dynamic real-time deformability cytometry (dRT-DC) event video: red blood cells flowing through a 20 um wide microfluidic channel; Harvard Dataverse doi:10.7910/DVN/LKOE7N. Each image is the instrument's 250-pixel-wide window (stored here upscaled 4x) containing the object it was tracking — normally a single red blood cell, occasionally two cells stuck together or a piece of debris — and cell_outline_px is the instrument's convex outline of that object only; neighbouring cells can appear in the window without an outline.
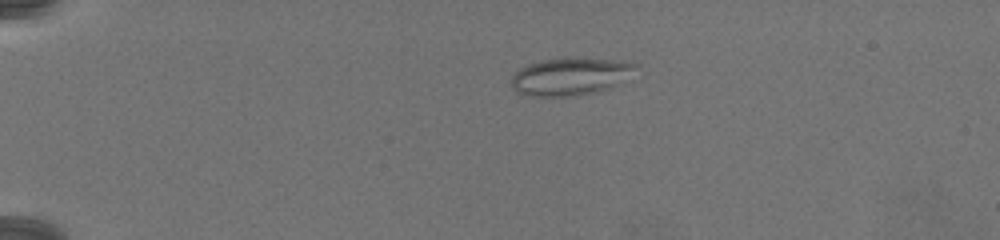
{"species": "common noctule bat (a hibernating species)", "species_latin": "Nyctalus noctula", "temperature_condition": "warm", "stored_images_in_passage": 62, "camera_frame_rate_fps": 3000, "um_per_image_px": 0.085, "animal": {"sex": "female", "body_mass_g": 19.5, "forearm_length_mm": 54.1}, "frame": {"image": 1, "passage_image": 2, "time_ms": 0.333, "image_size_px": [1000, 240], "cell_outline_px": [[640, 64], [608, 88], [592, 92], [572, 96], [532, 96], [516, 92], [512, 84], [512, 76], [520, 68], [528, 64], [544, 60], [564, 56], [580, 56], [624, 60]], "centroid_in_image_um": [48.43, 6.44], "position_along_channel_um": 36.6, "area_um2": 27.11}}
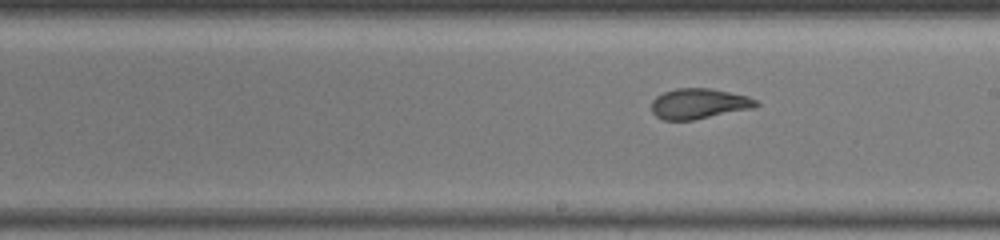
{"frame": {"image": 2, "passage_image": 31, "time_ms": 10.0, "image_size_px": [1000, 240], "cell_outline_px": [[760, 104], [756, 108], [692, 120], [664, 120], [656, 116], [652, 112], [652, 100], [656, 96], [664, 92], [676, 88], [712, 88], [748, 96], [756, 100]], "centroid_in_image_um": [59.43, 8.81], "position_along_channel_um": 229.6, "area_um2": 18.67}}
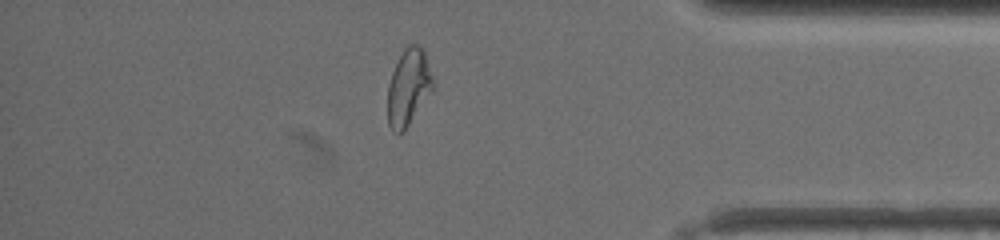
{"frame": {"image": 3, "passage_image": 52, "time_ms": 17.0, "image_size_px": [1000, 240], "cell_outline_px": [[432, 88], [404, 132], [396, 132], [388, 124], [388, 84], [392, 72], [404, 48], [408, 44], [416, 44], [424, 52], [432, 76]], "centroid_in_image_um": [34.69, 7.41], "position_along_channel_um": 400.5, "area_um2": 19.48}}